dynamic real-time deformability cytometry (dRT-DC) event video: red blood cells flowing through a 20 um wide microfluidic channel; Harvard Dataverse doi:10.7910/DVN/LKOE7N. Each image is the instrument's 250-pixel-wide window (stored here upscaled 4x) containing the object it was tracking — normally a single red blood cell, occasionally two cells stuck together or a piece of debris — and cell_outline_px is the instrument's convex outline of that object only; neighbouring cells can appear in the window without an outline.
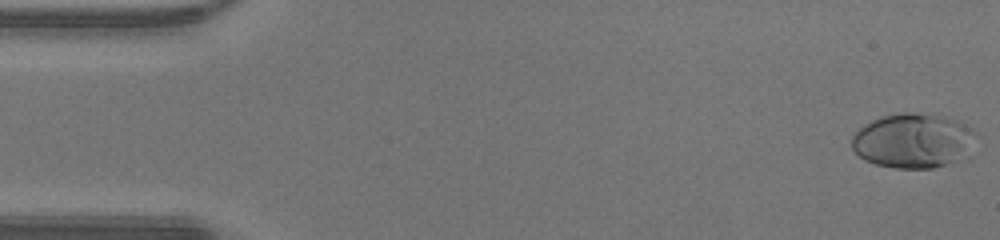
{"species": "human", "species_latin": "Homo sapiens", "temperature_condition": "warm", "stored_images_in_passage": 48, "camera_frame_rate_fps": 3000, "um_per_image_px": 0.085, "donor": {"sex": "male"}, "frame": {"image": 1, "passage_image": 1, "time_ms": 0.0, "image_size_px": [1000, 240], "cell_outline_px": [[980, 136], [956, 160], [932, 168], [896, 168], [876, 164], [864, 160], [852, 148], [852, 136], [864, 124], [872, 120], [884, 116], [900, 112], [912, 112], [944, 116], [960, 120], [972, 128]], "centroid_in_image_um": [77.61, 11.93], "position_along_channel_um": 7.4, "area_um2": 39.36}}
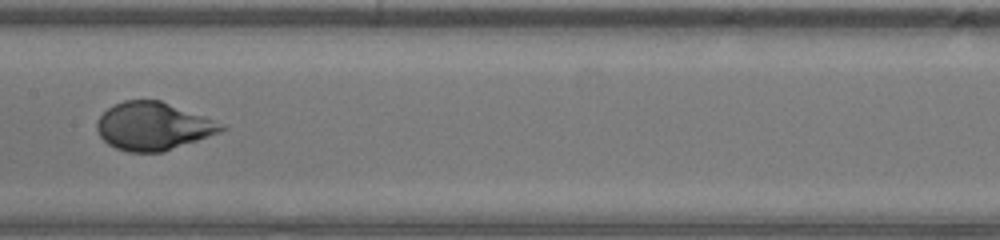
{"frame": {"image": 2, "passage_image": 24, "time_ms": 7.667, "image_size_px": [1000, 240], "cell_outline_px": [[228, 128], [220, 132], [164, 152], [128, 152], [116, 148], [108, 144], [100, 136], [96, 128], [96, 120], [112, 104], [124, 100], [160, 100], [228, 124]], "centroid_in_image_um": [13.04, 10.72], "position_along_channel_um": 194.4, "area_um2": 35.03}}
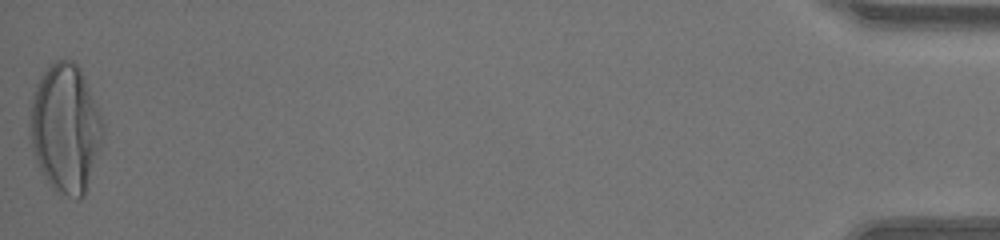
{"frame": {"image": 3, "passage_image": 48, "time_ms": 15.667, "image_size_px": [1000, 240], "cell_outline_px": [[104, 136], [84, 196], [80, 200], [76, 200], [56, 192], [44, 176], [36, 164], [28, 132], [28, 124], [32, 92], [40, 76], [56, 60], [72, 60], [80, 68], [84, 76], [100, 116], [104, 128]], "centroid_in_image_um": [5.53, 10.94], "position_along_channel_um": 429.7, "area_um2": 54.97}, "authors_computed_cell_mechanics": {"area_um2": 35.2869, "velocity_mm_per_s": 4.2941, "shape_relaxation_time_tau1_ms": 3.2488, "shape_relaxation_time_tau2_ms": null, "deformation_change_tau1": 0.2439, "deformation_change_tau2": null}}